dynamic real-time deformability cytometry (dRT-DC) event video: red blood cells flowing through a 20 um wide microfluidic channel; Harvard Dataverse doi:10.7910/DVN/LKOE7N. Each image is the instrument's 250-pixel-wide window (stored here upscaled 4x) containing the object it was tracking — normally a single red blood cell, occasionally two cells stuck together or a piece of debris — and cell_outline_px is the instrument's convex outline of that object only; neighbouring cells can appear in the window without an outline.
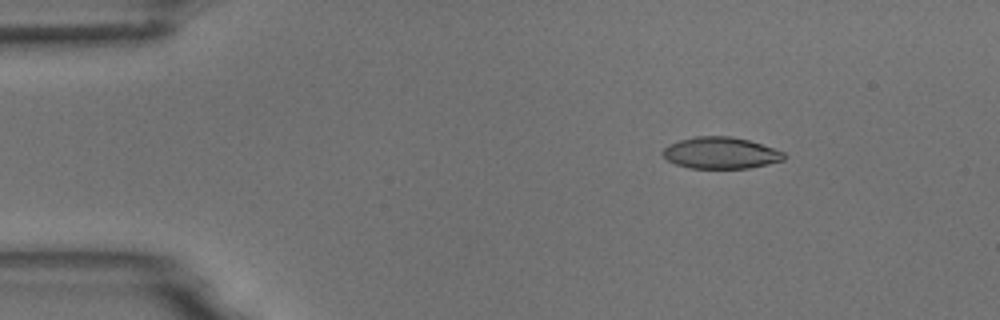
{"species": "common noctule bat (a hibernating species)", "species_latin": "Nyctalus noctula", "temperature_condition": "room temperature", "stored_images_in_passage": 5, "camera_frame_rate_fps": 3000, "um_per_image_px": 0.085, "animal": {"sex": "male", "body_mass_g": 18.8}, "frame": {"image": 1, "passage_image": 2, "time_ms": 0.333, "image_size_px": [1000, 320], "cell_outline_px": [[784, 160], [768, 164], [748, 168], [688, 168], [676, 164], [668, 160], [660, 152], [668, 144], [680, 140], [696, 136], [732, 136], [748, 140], [784, 152]], "centroid_in_image_um": [61.22, 13.0], "position_along_channel_um": 23.8, "area_um2": 22.2}}
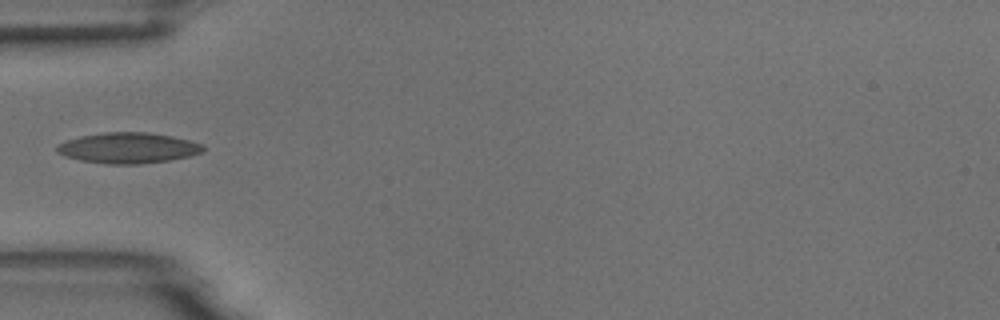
{"frame": {"image": 2, "passage_image": 5, "time_ms": 1.333, "image_size_px": [1000, 320], "cell_outline_px": [[204, 148], [200, 152], [188, 156], [168, 160], [136, 164], [104, 164], [80, 160], [64, 156], [56, 152], [56, 148], [60, 144], [68, 140], [80, 136], [104, 132], [148, 132], [172, 136], [204, 144]], "centroid_in_image_um": [10.86, 12.57], "position_along_channel_um": 74.1, "area_um2": 25.95}}